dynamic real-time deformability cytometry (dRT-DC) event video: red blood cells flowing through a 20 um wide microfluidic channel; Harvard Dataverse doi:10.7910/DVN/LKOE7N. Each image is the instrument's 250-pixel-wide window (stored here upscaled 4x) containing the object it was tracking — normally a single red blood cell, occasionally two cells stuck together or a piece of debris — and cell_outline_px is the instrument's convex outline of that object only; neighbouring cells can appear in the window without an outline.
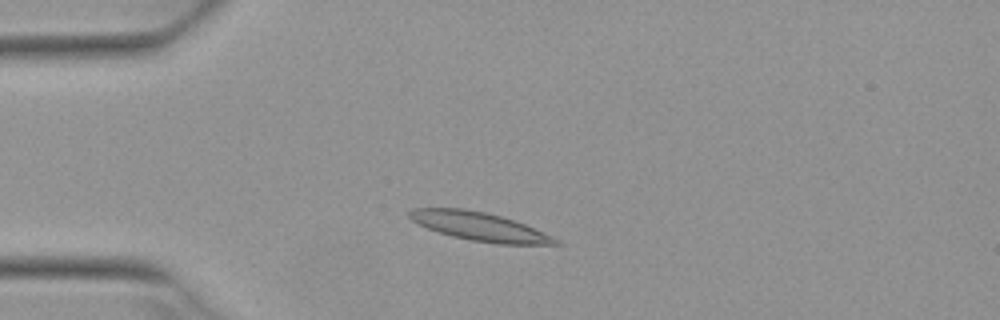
{"species": "Egyptian fruit bat (a non-hibernating species)", "species_latin": "Rousettus aegyptiacus", "temperature_condition": "warm", "stored_images_in_passage": 2, "camera_frame_rate_fps": 3000, "um_per_image_px": 0.085, "animal": {"sex": "female"}, "frame": {"image": 1, "passage_image": 1, "time_ms": 0.0, "image_size_px": [1000, 320], "cell_outline_px": [[564, 244], [496, 244], [472, 240], [452, 236], [428, 228], [412, 220], [408, 216], [408, 212], [412, 208], [464, 208], [484, 212], [500, 216], [524, 224], [552, 236], [560, 240]], "centroid_in_image_um": [40.76, 19.25], "position_along_channel_um": 44.2, "area_um2": 23.93}}